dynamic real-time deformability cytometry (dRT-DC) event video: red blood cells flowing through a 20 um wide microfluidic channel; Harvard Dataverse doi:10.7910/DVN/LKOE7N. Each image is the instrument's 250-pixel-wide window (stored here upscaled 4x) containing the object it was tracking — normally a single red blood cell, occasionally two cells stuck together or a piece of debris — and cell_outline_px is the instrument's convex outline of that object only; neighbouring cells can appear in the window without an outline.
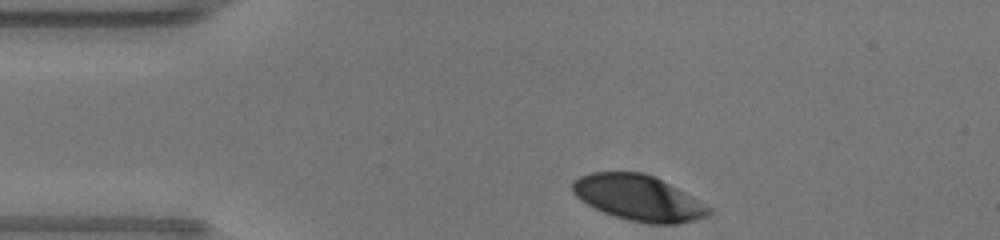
{"species": "human", "species_latin": "Homo sapiens", "temperature_condition": "warm", "stored_images_in_passage": 23, "camera_frame_rate_fps": 3000, "um_per_image_px": 0.085, "donor": {"sex": "male"}, "frame": {"image": 1, "passage_image": 1, "time_ms": 0.0, "image_size_px": [1000, 240], "cell_outline_px": [[712, 212], [708, 216], [676, 224], [648, 224], [628, 220], [604, 212], [580, 200], [572, 192], [572, 180], [580, 176], [592, 172], [644, 172], [684, 192], [712, 208]], "centroid_in_image_um": [54.25, 16.82], "position_along_channel_um": 30.8, "area_um2": 35.89}}
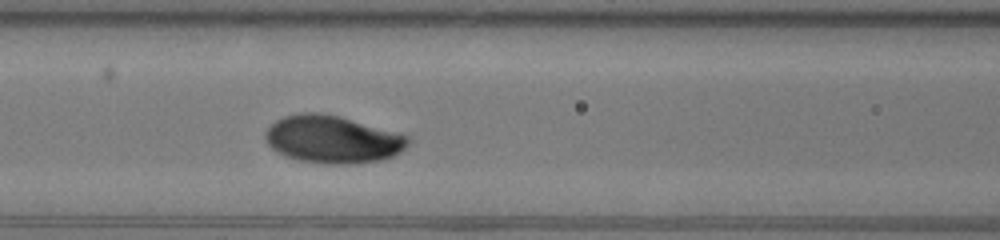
{"frame": {"image": 2, "passage_image": 12, "time_ms": 3.667, "image_size_px": [1000, 240], "cell_outline_px": [[412, 140], [400, 152], [384, 160], [356, 164], [324, 164], [296, 160], [284, 156], [276, 152], [268, 144], [264, 136], [264, 132], [276, 120], [284, 116], [300, 112], [320, 112], [340, 116], [396, 132], [408, 136]], "centroid_in_image_um": [28.25, 11.85], "position_along_channel_um": 138.3, "area_um2": 40.0}}
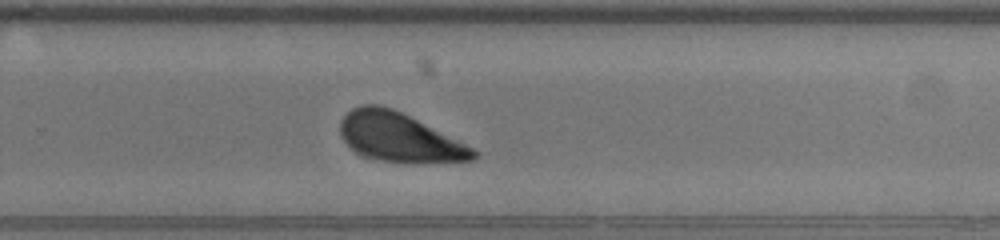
{"frame": {"image": 3, "passage_image": 23, "time_ms": 7.333, "image_size_px": [1000, 240], "cell_outline_px": [[480, 156], [476, 160], [416, 164], [412, 164], [380, 160], [360, 156], [340, 136], [340, 120], [352, 108], [360, 104], [380, 104], [392, 108], [480, 152]], "centroid_in_image_um": [33.92, 11.7], "position_along_channel_um": 295.9, "area_um2": 38.03}}